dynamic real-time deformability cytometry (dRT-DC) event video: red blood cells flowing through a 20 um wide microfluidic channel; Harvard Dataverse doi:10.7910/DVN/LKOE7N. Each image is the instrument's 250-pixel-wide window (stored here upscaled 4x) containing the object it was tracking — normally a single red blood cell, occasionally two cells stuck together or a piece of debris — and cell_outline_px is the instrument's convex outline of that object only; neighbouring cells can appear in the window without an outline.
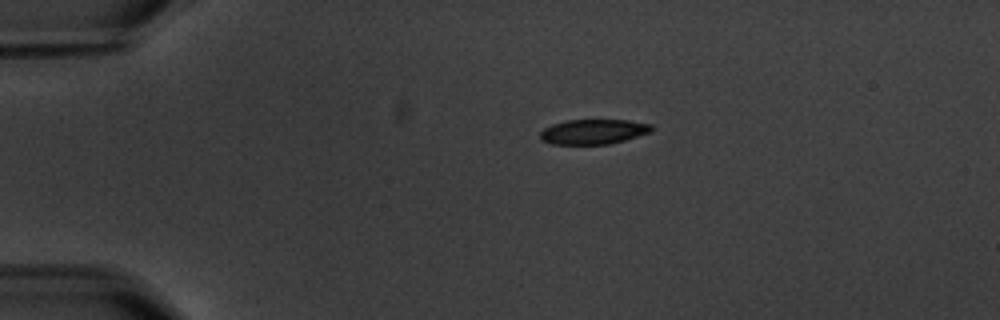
{"species": "common noctule bat (a hibernating species)", "species_latin": "Nyctalus noctula", "temperature_condition": "warm", "stored_images_in_passage": 4, "camera_frame_rate_fps": 3000, "um_per_image_px": 0.085, "animal": {"sex": "male", "body_mass_g": 20.1, "forearm_length_mm": 53.5}, "frame": {"image": 1, "passage_image": 1, "time_ms": 0.0, "image_size_px": [1000, 320], "cell_outline_px": [[656, 128], [652, 132], [624, 140], [608, 144], [552, 144], [540, 140], [540, 132], [544, 128], [552, 124], [568, 120], [628, 120], [652, 124]], "centroid_in_image_um": [50.47, 11.19], "position_along_channel_um": 34.5, "area_um2": 16.3}}
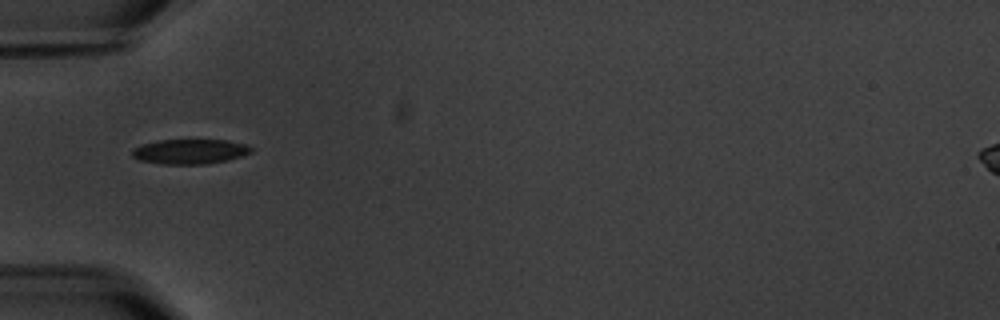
{"frame": {"image": 2, "passage_image": 3, "time_ms": 2.333, "image_size_px": [1000, 320], "cell_outline_px": [[252, 152], [228, 160], [208, 164], [160, 164], [140, 160], [132, 156], [132, 148], [140, 144], [156, 140], [228, 140], [248, 144], [252, 148]], "centroid_in_image_um": [16.13, 12.87], "position_along_channel_um": 68.9, "area_um2": 17.46}}